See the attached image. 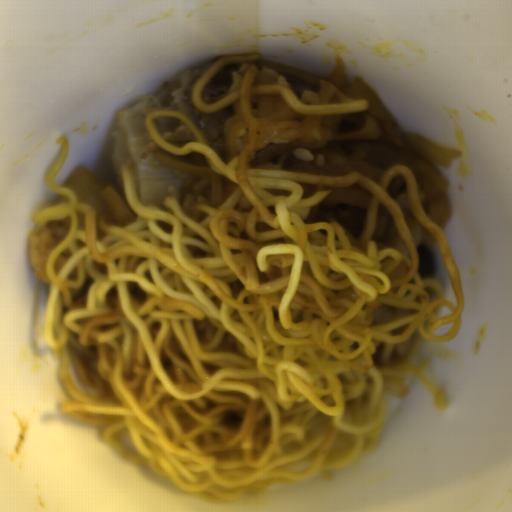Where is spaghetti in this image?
<instances>
[{
  "label": "spaghetti",
  "mask_w": 512,
  "mask_h": 512,
  "mask_svg": "<svg viewBox=\"0 0 512 512\" xmlns=\"http://www.w3.org/2000/svg\"><path fill=\"white\" fill-rule=\"evenodd\" d=\"M165 116L185 121L194 141L162 140L152 121ZM144 125L157 151L219 175L221 203L209 181L157 160L183 175L185 195L143 206L125 164L121 198L134 218L106 224L57 185L70 145L56 139L44 182L56 205L33 217L28 257L48 286L44 337L60 353L61 414L101 426L108 446L178 489L222 503L371 452L388 398L407 396L410 376L450 408L425 373L432 362H412L424 340L457 336L465 301L445 231L425 215L406 165L379 182L261 169L251 149L222 161L181 112L153 111ZM400 173L434 251L416 246L386 191ZM299 183L372 192L361 236L304 223L329 191L301 199ZM380 201L405 253L372 240Z\"/></svg>",
  "instance_id": "obj_1"
},
{
  "label": "spaghetti",
  "mask_w": 512,
  "mask_h": 512,
  "mask_svg": "<svg viewBox=\"0 0 512 512\" xmlns=\"http://www.w3.org/2000/svg\"><path fill=\"white\" fill-rule=\"evenodd\" d=\"M256 60H263L258 55H230L221 57L208 69L201 72L192 89V100L194 106L207 113H215L237 104L241 116L251 118L253 111L251 98L253 95L279 96L295 112L302 116H324L336 114L358 113L368 108V105L361 97H337L333 102L327 104H306L293 97L290 90L285 86H256L254 77L258 70ZM233 64L248 65V70L243 82L242 89L234 90L224 99L212 103H203L200 92L205 82L212 78L218 69Z\"/></svg>",
  "instance_id": "obj_2"
}]
</instances>
